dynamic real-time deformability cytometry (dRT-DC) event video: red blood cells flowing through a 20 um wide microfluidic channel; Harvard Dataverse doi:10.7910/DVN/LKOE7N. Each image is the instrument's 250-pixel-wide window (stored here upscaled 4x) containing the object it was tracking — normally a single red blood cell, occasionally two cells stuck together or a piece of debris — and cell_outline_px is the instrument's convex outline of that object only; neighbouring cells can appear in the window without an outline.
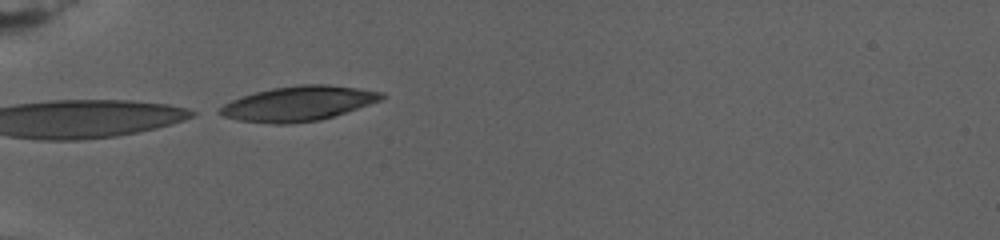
{"species": "human", "species_latin": "Homo sapiens", "temperature_condition": "warm", "stored_images_in_passage": 3, "camera_frame_rate_fps": 3000, "um_per_image_px": 0.085, "donor": {"sex": "female"}, "frame": {"image": 1, "passage_image": 1, "time_ms": 0.0, "image_size_px": [1000, 240], "cell_outline_px": [[388, 96], [380, 100], [320, 120], [284, 124], [276, 124], [236, 120], [224, 116], [216, 112], [224, 104], [240, 96], [272, 88], [300, 84], [328, 84], [384, 92]], "centroid_in_image_um": [25.33, 8.79], "position_along_channel_um": 59.7, "area_um2": 32.54}}